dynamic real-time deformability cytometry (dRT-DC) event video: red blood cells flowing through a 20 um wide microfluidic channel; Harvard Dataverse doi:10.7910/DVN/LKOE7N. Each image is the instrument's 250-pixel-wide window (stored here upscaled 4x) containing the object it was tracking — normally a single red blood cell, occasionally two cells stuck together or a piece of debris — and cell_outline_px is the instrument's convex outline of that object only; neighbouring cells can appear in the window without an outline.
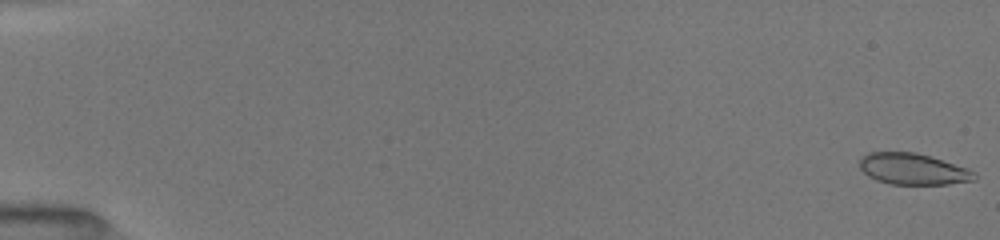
{"species": "common noctule bat (a hibernating species)", "species_latin": "Nyctalus noctula", "temperature_condition": "room temperature", "stored_images_in_passage": 27, "camera_frame_rate_fps": 3000, "um_per_image_px": 0.085, "animal": {"sex": "female", "body_mass_g": 19.5, "forearm_length_mm": 54.1}, "frame": {"image": 1, "passage_image": 1, "time_ms": 0.0, "image_size_px": [1000, 240], "cell_outline_px": [[976, 180], [948, 184], [892, 184], [876, 180], [868, 176], [860, 168], [860, 160], [868, 152], [916, 152], [968, 168], [976, 172]], "centroid_in_image_um": [77.63, 14.37], "position_along_channel_um": 7.4, "area_um2": 20.87}}
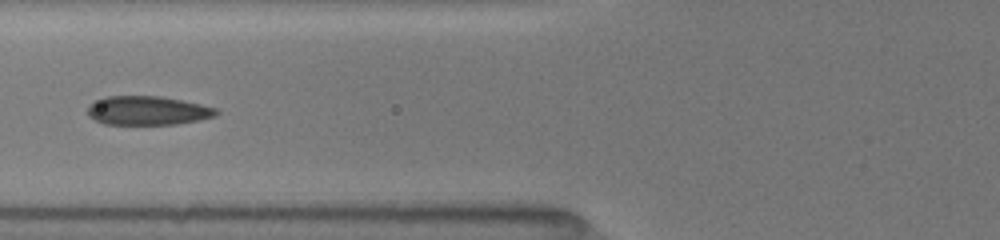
{"frame": {"image": 2, "passage_image": 20, "time_ms": 7.0, "image_size_px": [1000, 240], "cell_outline_px": [[220, 112], [216, 116], [176, 124], [104, 124], [88, 116], [88, 104], [92, 100], [104, 96], [160, 96], [200, 104], [216, 108]], "centroid_in_image_um": [12.49, 9.39], "position_along_channel_um": 113.3, "area_um2": 21.73}}
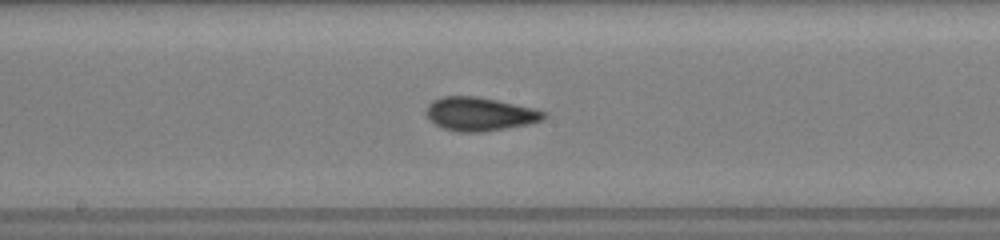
{"frame": {"image": 3, "passage_image": 27, "time_ms": 9.333, "image_size_px": [1000, 240], "cell_outline_px": [[548, 116], [540, 120], [528, 124], [480, 132], [460, 132], [444, 128], [436, 124], [424, 112], [428, 104], [432, 100], [444, 96], [476, 96], [496, 100], [532, 108], [548, 112]], "centroid_in_image_um": [40.76, 9.68], "position_along_channel_um": 207.4, "area_um2": 22.72}}